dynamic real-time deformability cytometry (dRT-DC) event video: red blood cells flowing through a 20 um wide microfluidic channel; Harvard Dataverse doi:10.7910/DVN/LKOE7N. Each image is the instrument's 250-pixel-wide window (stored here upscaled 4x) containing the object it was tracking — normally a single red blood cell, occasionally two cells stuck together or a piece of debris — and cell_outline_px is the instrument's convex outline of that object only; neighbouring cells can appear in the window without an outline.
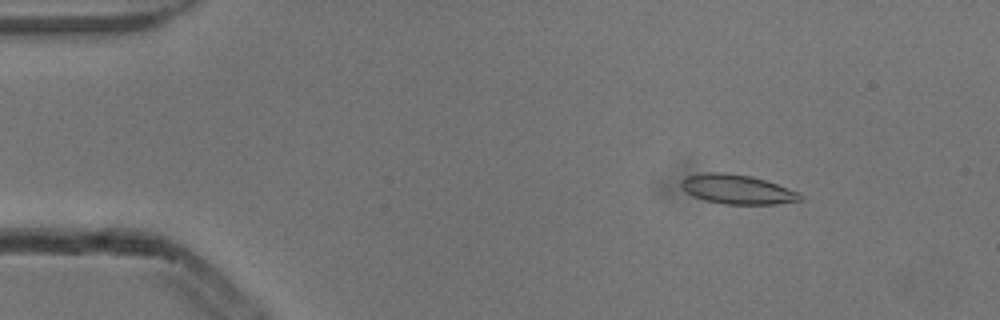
{"species": "common noctule bat (a hibernating species)", "species_latin": "Nyctalus noctula", "temperature_condition": "cold", "stored_images_in_passage": 6, "camera_frame_rate_fps": 3000, "um_per_image_px": 0.085, "animal": {"sex": "male", "body_mass_g": 13.3}, "frame": {"image": 1, "passage_image": 2, "time_ms": 0.333, "image_size_px": [1000, 320], "cell_outline_px": [[804, 196], [800, 200], [776, 204], [724, 204], [704, 200], [692, 196], [680, 184], [680, 180], [688, 176], [704, 172], [724, 172], [752, 176], [800, 192]], "centroid_in_image_um": [62.66, 16.09], "position_along_channel_um": 22.3, "area_um2": 20.35}}
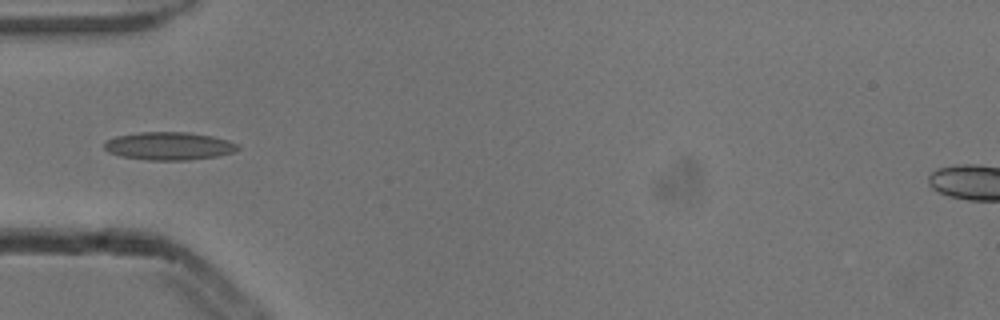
{"frame": {"image": 2, "passage_image": 5, "time_ms": 1.333, "image_size_px": [1000, 320], "cell_outline_px": [[240, 148], [232, 152], [216, 156], [188, 160], [148, 160], [120, 156], [108, 152], [104, 148], [104, 144], [108, 140], [116, 136], [140, 132], [188, 132], [212, 136], [228, 140], [236, 144]], "centroid_in_image_um": [14.34, 12.41], "position_along_channel_um": 70.7, "area_um2": 21.62}}
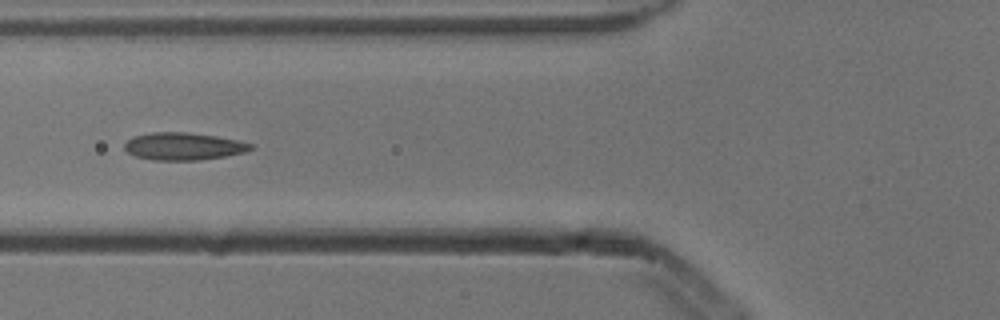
{"frame": {"image": 3, "passage_image": 6, "time_ms": 1.667, "image_size_px": [1000, 320], "cell_outline_px": [[252, 148], [244, 152], [224, 156], [200, 160], [152, 160], [136, 156], [128, 152], [124, 148], [124, 144], [132, 136], [152, 132], [188, 132], [216, 136], [236, 140], [252, 144]], "centroid_in_image_um": [15.55, 12.43], "position_along_channel_um": 110.3, "area_um2": 20.06}}